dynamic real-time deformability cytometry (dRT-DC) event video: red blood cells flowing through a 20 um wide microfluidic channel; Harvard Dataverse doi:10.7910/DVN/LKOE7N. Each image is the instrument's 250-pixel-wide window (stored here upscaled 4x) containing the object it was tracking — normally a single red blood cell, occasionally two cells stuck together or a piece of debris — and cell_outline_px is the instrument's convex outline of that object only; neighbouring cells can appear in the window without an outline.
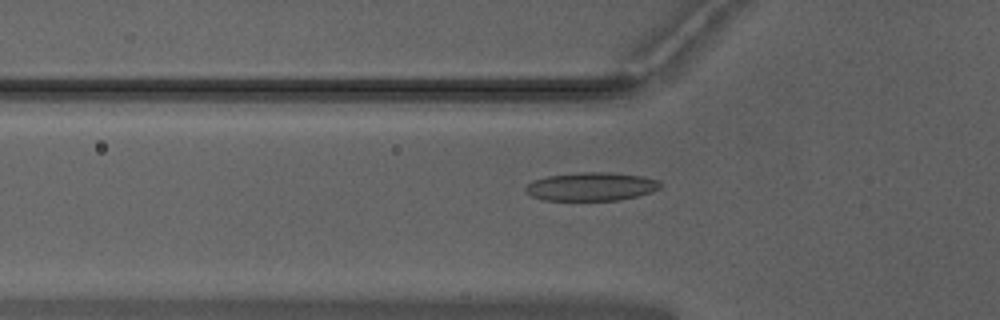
{"species": "Egyptian fruit bat (a non-hibernating species)", "species_latin": "Rousettus aegyptiacus", "temperature_condition": "warm", "stored_images_in_passage": 46, "camera_frame_rate_fps": 3000, "um_per_image_px": 0.085, "animal": {"sex": "male"}, "frame": {"image": 1, "passage_image": 13, "time_ms": 4.0, "image_size_px": [1000, 320], "cell_outline_px": [[660, 188], [652, 192], [620, 200], [544, 200], [532, 196], [524, 188], [532, 180], [548, 176], [580, 172], [608, 172], [640, 176], [660, 180]], "centroid_in_image_um": [50.26, 15.86], "position_along_channel_um": 75.5, "area_um2": 22.2}}
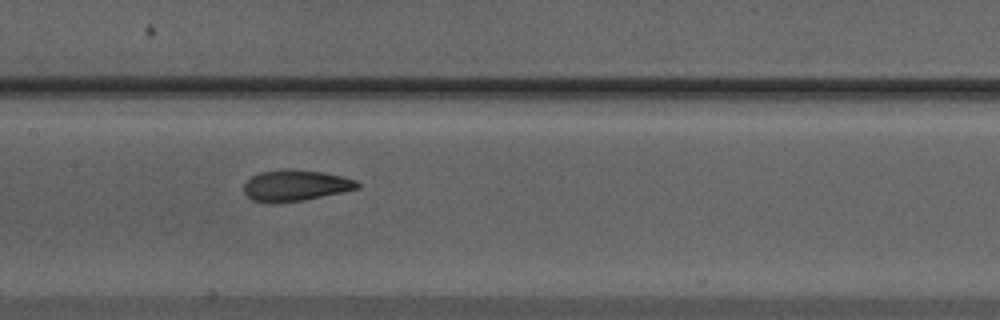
{"frame": {"image": 2, "passage_image": 21, "time_ms": 6.667, "image_size_px": [1000, 320], "cell_outline_px": [[360, 188], [304, 200], [272, 204], [268, 204], [252, 200], [244, 192], [244, 184], [252, 176], [260, 172], [284, 168], [288, 168], [324, 172], [344, 176], [356, 180], [360, 184]], "centroid_in_image_um": [25.11, 15.76], "position_along_channel_um": 182.3, "area_um2": 20.92}}
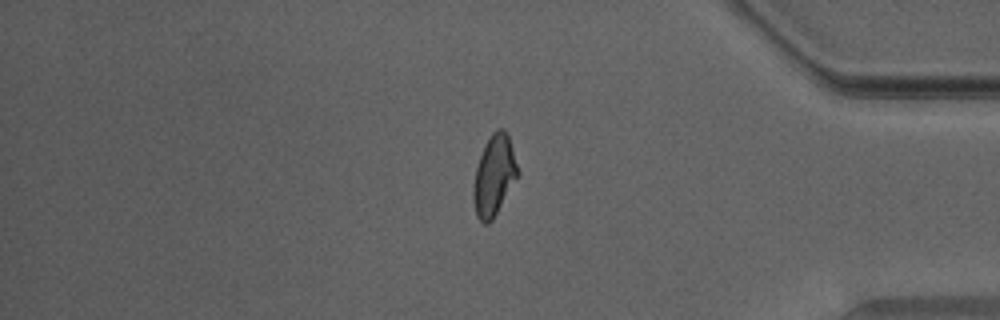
{"frame": {"image": 3, "passage_image": 39, "time_ms": 12.667, "image_size_px": [1000, 320], "cell_outline_px": [[520, 172], [492, 220], [488, 224], [484, 224], [476, 216], [472, 196], [472, 192], [476, 168], [484, 144], [492, 132], [496, 128], [504, 128], [508, 132]], "centroid_in_image_um": [42.0, 14.87], "position_along_channel_um": 393.2, "area_um2": 20.92}, "authors_computed_cell_mechanics": {"area_um2": 20.6924, "velocity_mm_per_s": 3.9688, "shape_relaxation_time_tau1_ms": 5.0667, "shape_relaxation_time_tau2_ms": 1.5834, "deformation_change_tau1": 0.1753, "deformation_change_tau2": 0.0873}}